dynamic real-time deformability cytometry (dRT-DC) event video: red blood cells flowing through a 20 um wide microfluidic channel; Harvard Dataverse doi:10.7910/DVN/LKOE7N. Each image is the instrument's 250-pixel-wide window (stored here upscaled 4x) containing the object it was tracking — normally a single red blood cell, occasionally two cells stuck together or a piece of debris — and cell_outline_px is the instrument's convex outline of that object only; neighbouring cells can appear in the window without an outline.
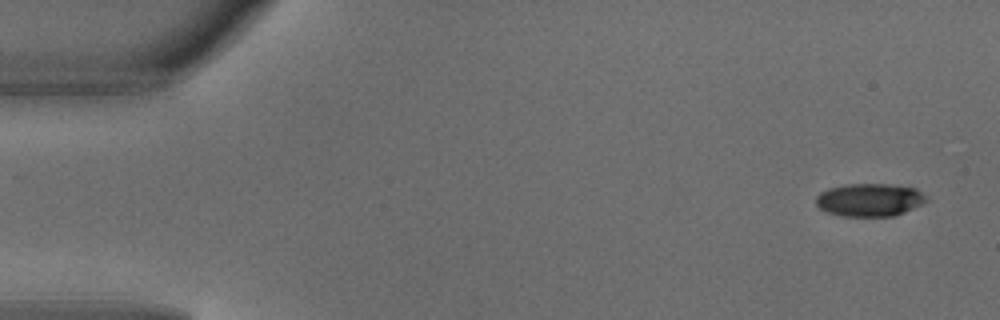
{"species": "common noctule bat (a hibernating species)", "species_latin": "Nyctalus noctula", "temperature_condition": "warm", "stored_images_in_passage": 4, "camera_frame_rate_fps": 3000, "um_per_image_px": 0.085, "animal": {"sex": "male", "body_mass_g": 18.8}, "frame": {"image": 1, "passage_image": 1, "time_ms": 0.0, "image_size_px": [1000, 320], "cell_outline_px": [[928, 200], [904, 212], [892, 216], [840, 216], [828, 212], [820, 208], [816, 204], [816, 196], [820, 192], [828, 188], [848, 184], [892, 184], [916, 188]], "centroid_in_image_um": [73.88, 16.98], "position_along_channel_um": 11.1, "area_um2": 21.04}}
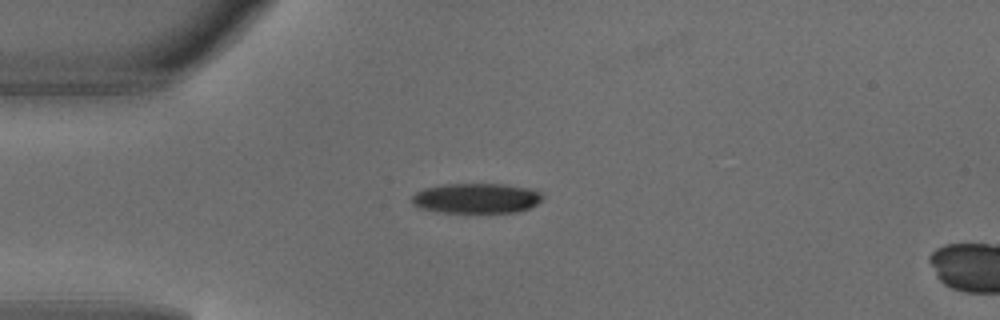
{"frame": {"image": 2, "passage_image": 3, "time_ms": 0.667, "image_size_px": [1000, 320], "cell_outline_px": [[544, 196], [536, 204], [520, 212], [440, 212], [420, 208], [412, 204], [412, 196], [416, 192], [424, 188], [444, 184], [504, 184], [528, 188], [540, 192]], "centroid_in_image_um": [40.48, 16.85], "position_along_channel_um": 44.5, "area_um2": 22.83}}